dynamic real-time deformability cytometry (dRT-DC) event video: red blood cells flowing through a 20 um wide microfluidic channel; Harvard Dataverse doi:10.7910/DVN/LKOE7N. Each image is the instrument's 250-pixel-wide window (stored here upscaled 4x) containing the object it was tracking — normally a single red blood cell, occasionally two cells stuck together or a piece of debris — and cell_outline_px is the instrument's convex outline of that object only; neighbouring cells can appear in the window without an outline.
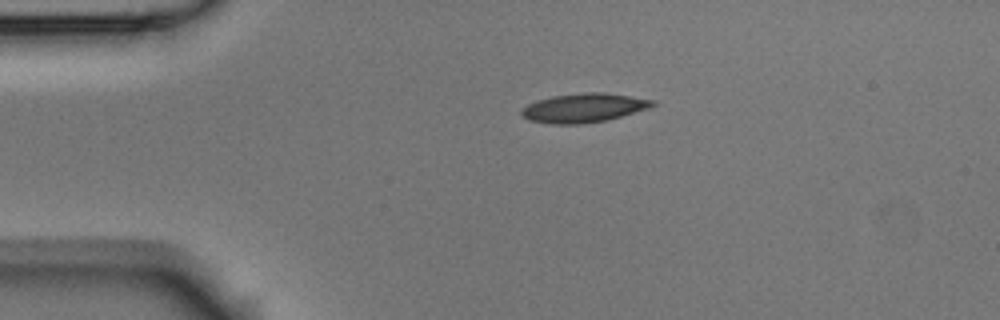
{"species": "Egyptian fruit bat (a non-hibernating species)", "species_latin": "Rousettus aegyptiacus", "temperature_condition": "room temperature", "stored_images_in_passage": 43, "camera_frame_rate_fps": 3000, "um_per_image_px": 0.085, "animal": {"sex": "male"}, "frame": {"image": 1, "passage_image": 1, "time_ms": 0.0, "image_size_px": [1000, 320], "cell_outline_px": [[656, 104], [648, 108], [608, 120], [580, 124], [552, 124], [528, 120], [520, 112], [528, 104], [536, 100], [552, 96], [580, 92], [604, 92], [656, 100]], "centroid_in_image_um": [49.63, 9.16], "position_along_channel_um": 35.4, "area_um2": 22.2}}
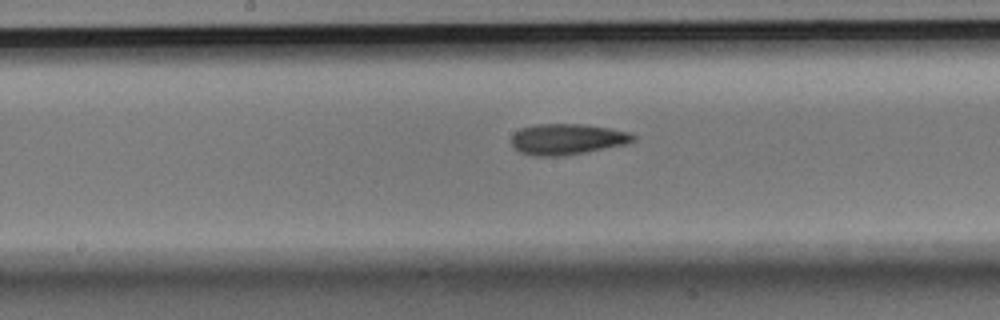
{"frame": {"image": 2, "passage_image": 17, "time_ms": 5.333, "image_size_px": [1000, 320], "cell_outline_px": [[636, 140], [624, 144], [564, 156], [532, 156], [520, 152], [512, 144], [512, 136], [520, 128], [536, 124], [584, 124], [608, 128], [628, 132], [636, 136]], "centroid_in_image_um": [48.19, 11.83], "position_along_channel_um": 200.0, "area_um2": 21.73}}
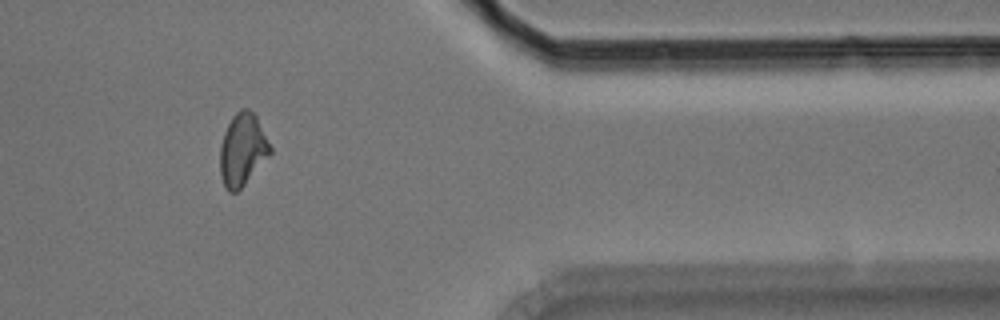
{"frame": {"image": 3, "passage_image": 34, "time_ms": 11.0, "image_size_px": [1000, 320], "cell_outline_px": [[272, 152], [244, 184], [236, 192], [228, 192], [220, 176], [220, 144], [224, 132], [232, 116], [240, 108], [248, 108], [256, 116], [272, 148]], "centroid_in_image_um": [20.6, 12.7], "position_along_channel_um": 390.8, "area_um2": 20.98}, "authors_computed_cell_mechanics": {"area_um2": 21.2126, "velocity_mm_per_s": 3.7403, "shape_relaxation_time_tau1_ms": null, "shape_relaxation_time_tau2_ms": 6.889, "deformation_change_tau1": null, "deformation_change_tau2": 0.1588}}